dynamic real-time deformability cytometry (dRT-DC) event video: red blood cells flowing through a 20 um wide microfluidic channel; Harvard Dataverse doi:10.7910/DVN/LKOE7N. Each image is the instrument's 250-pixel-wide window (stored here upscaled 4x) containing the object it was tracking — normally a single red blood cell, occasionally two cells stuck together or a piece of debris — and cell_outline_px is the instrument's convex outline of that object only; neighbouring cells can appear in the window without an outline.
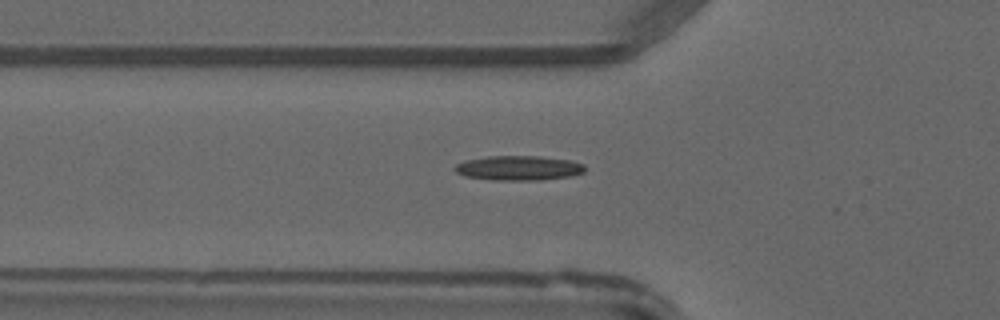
{"species": "common noctule bat (a hibernating species)", "species_latin": "Nyctalus noctula", "temperature_condition": "warm", "stored_images_in_passage": 45, "camera_frame_rate_fps": 3000, "um_per_image_px": 0.085, "animal": {"sex": "male", "forearm_length_mm": 52.5}, "frame": {"image": 1, "passage_image": 17, "time_ms": 5.333, "image_size_px": [1000, 320], "cell_outline_px": [[584, 172], [572, 176], [540, 180], [492, 180], [464, 176], [456, 172], [452, 168], [456, 164], [464, 160], [488, 156], [536, 156], [568, 160], [584, 164]], "centroid_in_image_um": [44.03, 14.28], "position_along_channel_um": 81.8, "area_um2": 18.73}}
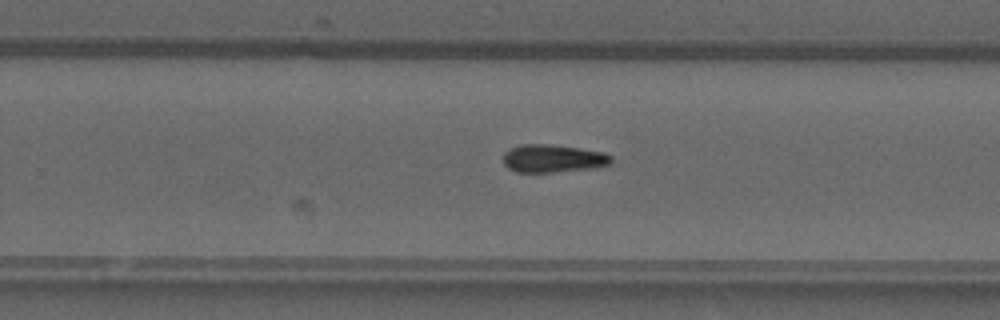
{"frame": {"image": 2, "passage_image": 31, "time_ms": 10.0, "image_size_px": [1000, 320], "cell_outline_px": [[612, 164], [588, 168], [552, 172], [516, 172], [508, 168], [504, 164], [504, 152], [508, 148], [520, 144], [548, 144], [580, 148], [604, 152], [612, 156]], "centroid_in_image_um": [46.98, 13.45], "position_along_channel_um": 282.8, "area_um2": 17.57}}
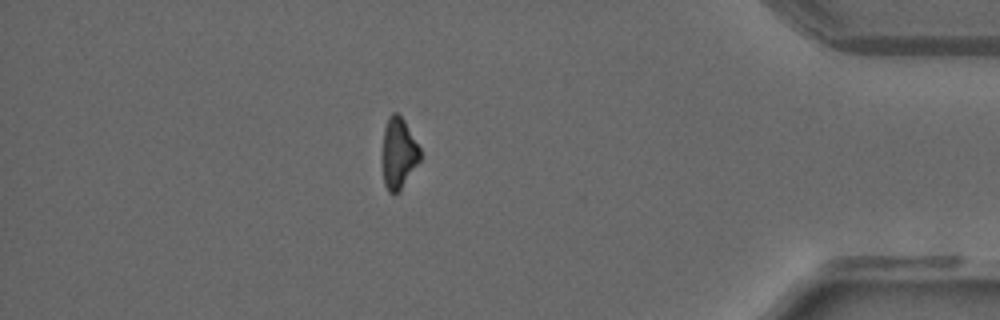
{"frame": {"image": 3, "passage_image": 42, "time_ms": 13.667, "image_size_px": [1000, 320], "cell_outline_px": [[420, 160], [400, 188], [396, 192], [388, 192], [384, 184], [384, 128], [388, 116], [392, 112], [396, 112], [404, 120], [420, 148]], "centroid_in_image_um": [33.89, 12.97], "position_along_channel_um": 401.3, "area_um2": 14.91}}